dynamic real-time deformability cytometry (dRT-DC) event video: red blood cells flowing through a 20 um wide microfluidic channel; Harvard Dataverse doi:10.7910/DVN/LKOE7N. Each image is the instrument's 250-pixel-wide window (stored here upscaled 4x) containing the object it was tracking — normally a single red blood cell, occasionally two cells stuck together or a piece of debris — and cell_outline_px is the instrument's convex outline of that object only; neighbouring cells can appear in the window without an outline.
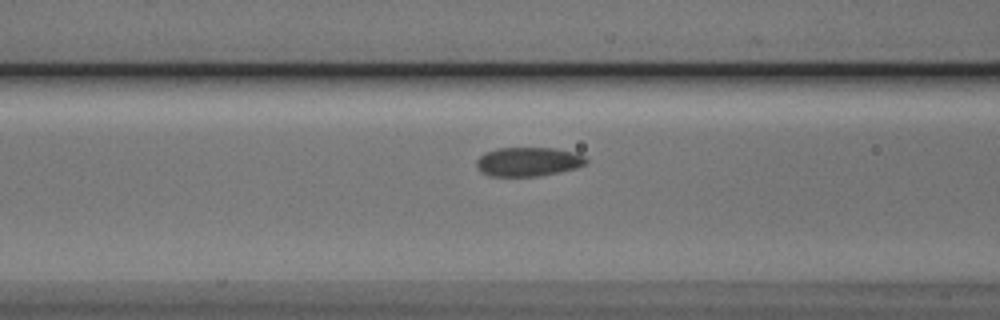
{"species": "Egyptian fruit bat (a non-hibernating species)", "species_latin": "Rousettus aegyptiacus", "temperature_condition": "cold", "stored_images_in_passage": 39, "camera_frame_rate_fps": 3000, "um_per_image_px": 0.085, "animal": {"sex": "male"}, "frame": {"image": 1, "passage_image": 7, "time_ms": 2.0, "image_size_px": [1000, 320], "cell_outline_px": [[588, 164], [576, 168], [560, 172], [540, 176], [488, 176], [480, 172], [476, 164], [476, 160], [484, 152], [496, 148], [556, 148], [576, 152], [584, 156], [588, 160]], "centroid_in_image_um": [44.91, 13.74], "position_along_channel_um": 121.7, "area_um2": 18.9}}
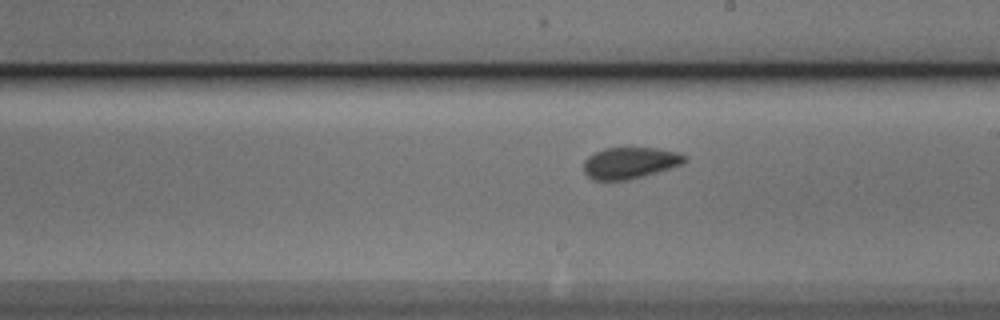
{"frame": {"image": 2, "passage_image": 16, "time_ms": 5.0, "image_size_px": [1000, 320], "cell_outline_px": [[688, 160], [684, 164], [672, 168], [628, 180], [592, 180], [584, 172], [584, 160], [588, 156], [604, 148], [656, 148], [680, 152], [688, 156]], "centroid_in_image_um": [53.6, 13.84], "position_along_channel_um": 235.4, "area_um2": 18.73}}
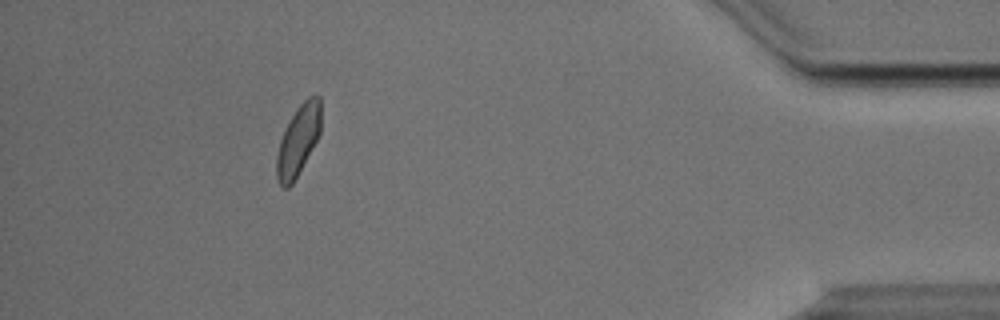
{"frame": {"image": 3, "passage_image": 34, "time_ms": 11.0, "image_size_px": [1000, 320], "cell_outline_px": [[320, 132], [316, 140], [292, 184], [288, 188], [284, 188], [276, 180], [276, 156], [280, 140], [296, 108], [308, 96], [320, 96]], "centroid_in_image_um": [25.32, 11.94], "position_along_channel_um": 409.9, "area_um2": 17.69}, "authors_computed_cell_mechanics": {"area_um2": 18.2648, "velocity_mm_per_s": 3.7987, "shape_relaxation_time_tau1_ms": 9.7933, "shape_relaxation_time_tau2_ms": 1.2931, "deformation_change_tau1": 0.1409, "deformation_change_tau2": 0.0562}}